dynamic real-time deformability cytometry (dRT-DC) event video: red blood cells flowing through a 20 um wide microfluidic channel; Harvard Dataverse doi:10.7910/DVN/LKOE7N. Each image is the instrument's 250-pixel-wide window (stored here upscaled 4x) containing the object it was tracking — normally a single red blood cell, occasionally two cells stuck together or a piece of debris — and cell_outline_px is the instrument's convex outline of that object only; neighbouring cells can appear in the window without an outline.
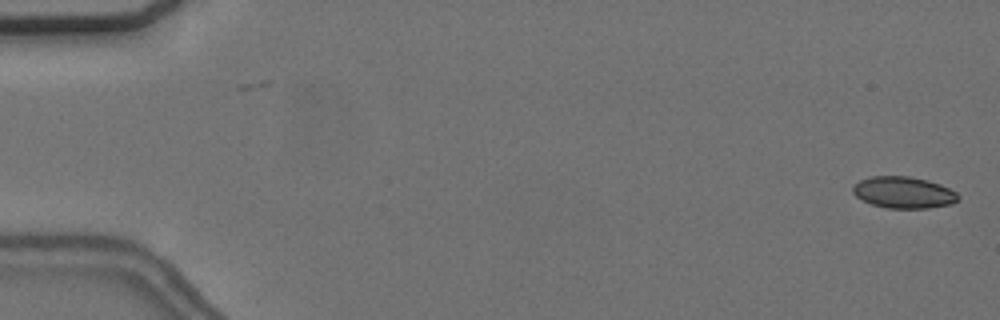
{"species": "common noctule bat (a hibernating species)", "species_latin": "Nyctalus noctula", "temperature_condition": "cold", "stored_images_in_passage": 14, "camera_frame_rate_fps": 3000, "um_per_image_px": 0.085, "animal": {"sex": "female", "body_mass_g": 24.6, "forearm_length_mm": 56.2}, "frame": {"image": 1, "passage_image": 1, "time_ms": 0.0, "image_size_px": [1000, 320], "cell_outline_px": [[960, 200], [952, 204], [928, 208], [888, 208], [872, 204], [856, 196], [852, 192], [852, 188], [860, 180], [872, 176], [908, 176], [928, 180], [940, 184], [956, 192], [960, 196]], "centroid_in_image_um": [76.84, 16.36], "position_along_channel_um": 8.2, "area_um2": 19.36}}